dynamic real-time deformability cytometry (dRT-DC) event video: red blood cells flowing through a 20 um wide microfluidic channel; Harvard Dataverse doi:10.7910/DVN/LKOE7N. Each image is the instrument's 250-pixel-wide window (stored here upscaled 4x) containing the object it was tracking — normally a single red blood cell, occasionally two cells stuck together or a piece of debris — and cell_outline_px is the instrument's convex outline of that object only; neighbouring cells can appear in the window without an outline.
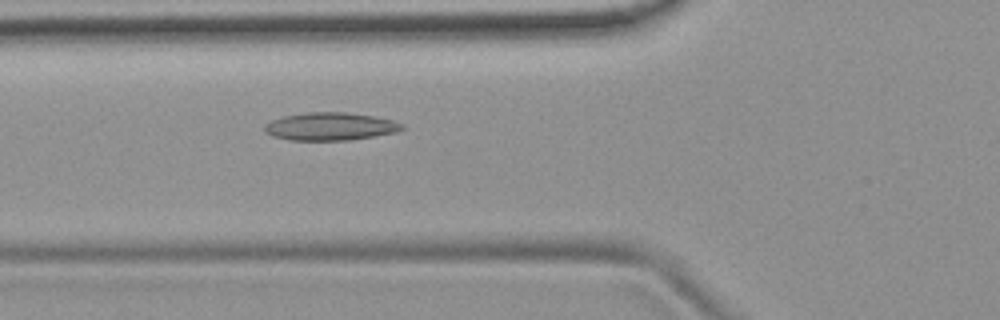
{"species": "common noctule bat (a hibernating species)", "species_latin": "Nyctalus noctula", "temperature_condition": "room temperature", "stored_images_in_passage": 41, "camera_frame_rate_fps": 3000, "um_per_image_px": 0.085, "animal": {"sex": "female", "body_mass_g": 19.9}, "frame": {"image": 1, "passage_image": 8, "time_ms": 2.333, "image_size_px": [1000, 320], "cell_outline_px": [[408, 128], [396, 132], [348, 140], [288, 140], [272, 136], [264, 132], [264, 124], [272, 120], [284, 116], [308, 112], [344, 112], [372, 116], [392, 120], [404, 124]], "centroid_in_image_um": [28.06, 10.75], "position_along_channel_um": 97.7, "area_um2": 22.31}}
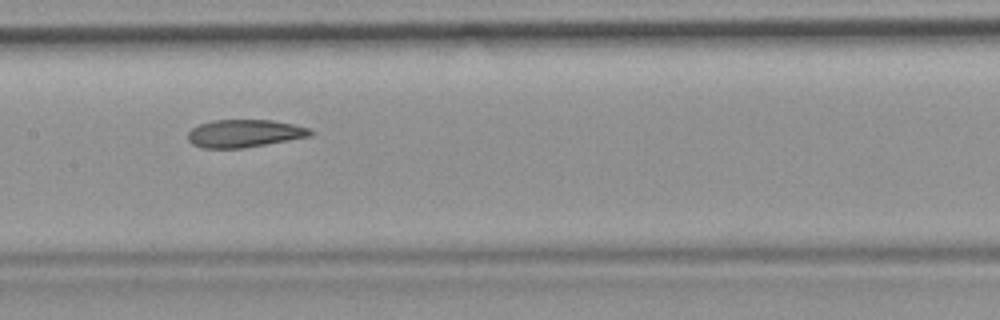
{"frame": {"image": 2, "passage_image": 15, "time_ms": 4.667, "image_size_px": [1000, 320], "cell_outline_px": [[312, 136], [240, 148], [200, 148], [192, 144], [188, 140], [188, 132], [192, 128], [200, 124], [212, 120], [272, 120], [292, 124], [308, 128], [312, 132]], "centroid_in_image_um": [20.73, 11.34], "position_along_channel_um": 186.7, "area_um2": 19.59}}
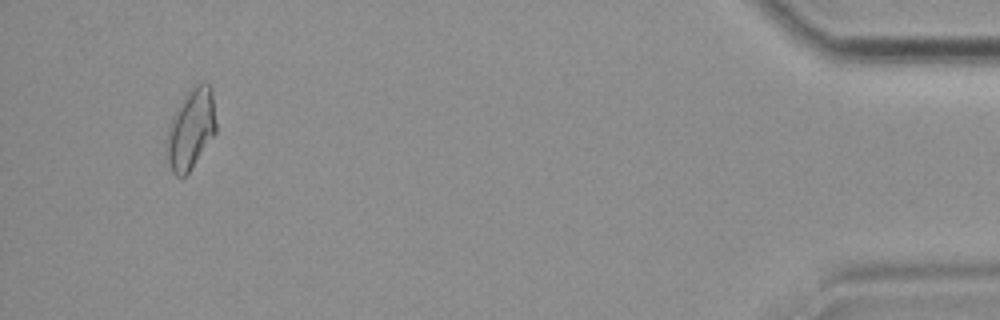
{"frame": {"image": 3, "passage_image": 39, "time_ms": 12.667, "image_size_px": [1000, 320], "cell_outline_px": [[216, 132], [188, 172], [184, 176], [176, 176], [172, 172], [168, 164], [164, 148], [164, 140], [168, 128], [184, 96], [196, 84], [208, 84], [212, 88], [216, 124]], "centroid_in_image_um": [16.19, 11.0], "position_along_channel_um": 419.0, "area_um2": 22.89}, "authors_computed_cell_mechanics": {"area_um2": 20.6924, "velocity_mm_per_s": 3.8019, "shape_relaxation_time_tau1_ms": null, "shape_relaxation_time_tau2_ms": 3.1313, "deformation_change_tau1": null, "deformation_change_tau2": 0.1133}}